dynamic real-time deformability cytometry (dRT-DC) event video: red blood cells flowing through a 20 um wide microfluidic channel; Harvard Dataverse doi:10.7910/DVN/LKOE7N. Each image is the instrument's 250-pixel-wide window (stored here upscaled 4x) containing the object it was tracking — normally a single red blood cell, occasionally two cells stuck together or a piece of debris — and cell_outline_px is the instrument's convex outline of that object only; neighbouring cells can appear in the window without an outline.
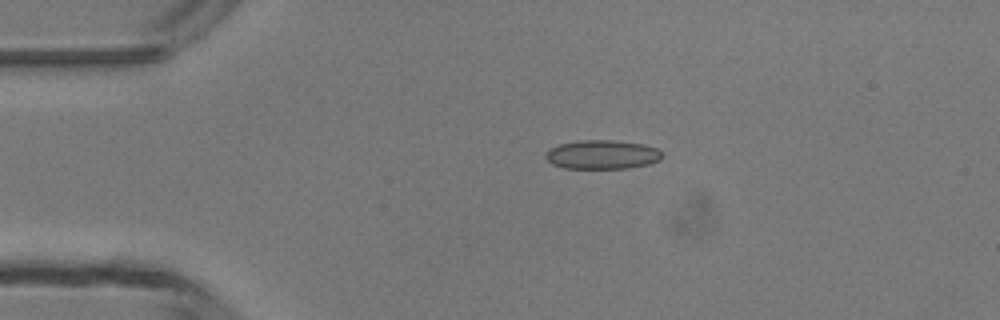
{"species": "common noctule bat (a hibernating species)", "species_latin": "Nyctalus noctula", "temperature_condition": "room temperature", "stored_images_in_passage": 3, "camera_frame_rate_fps": 3000, "um_per_image_px": 0.085, "animal": {"sex": "male", "body_mass_g": 13.3}, "frame": {"image": 1, "passage_image": 2, "time_ms": 1.0, "image_size_px": [1000, 320], "cell_outline_px": [[664, 156], [660, 160], [648, 164], [628, 168], [564, 168], [552, 164], [544, 156], [552, 148], [560, 144], [576, 140], [616, 140], [644, 144], [656, 148]], "centroid_in_image_um": [51.21, 13.13], "position_along_channel_um": 33.8, "area_um2": 19.65}}
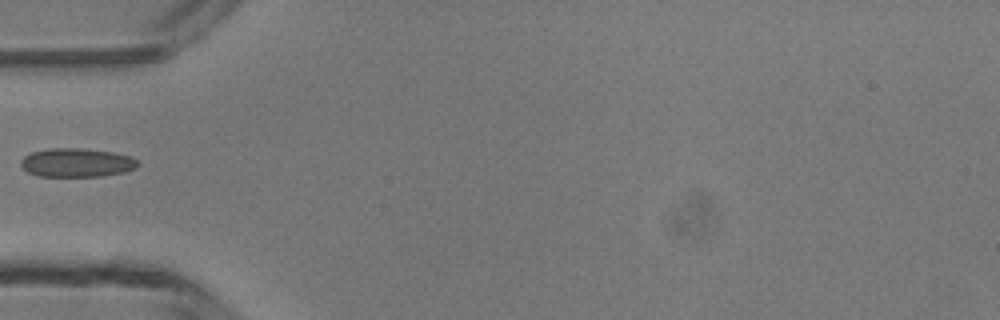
{"frame": {"image": 2, "passage_image": 3, "time_ms": 3.0, "image_size_px": [1000, 320], "cell_outline_px": [[140, 164], [136, 168], [124, 172], [100, 176], [36, 176], [28, 172], [20, 164], [20, 160], [24, 156], [32, 152], [48, 148], [84, 148], [112, 152], [128, 156], [136, 160]], "centroid_in_image_um": [6.5, 13.82], "position_along_channel_um": 78.5, "area_um2": 19.59}}